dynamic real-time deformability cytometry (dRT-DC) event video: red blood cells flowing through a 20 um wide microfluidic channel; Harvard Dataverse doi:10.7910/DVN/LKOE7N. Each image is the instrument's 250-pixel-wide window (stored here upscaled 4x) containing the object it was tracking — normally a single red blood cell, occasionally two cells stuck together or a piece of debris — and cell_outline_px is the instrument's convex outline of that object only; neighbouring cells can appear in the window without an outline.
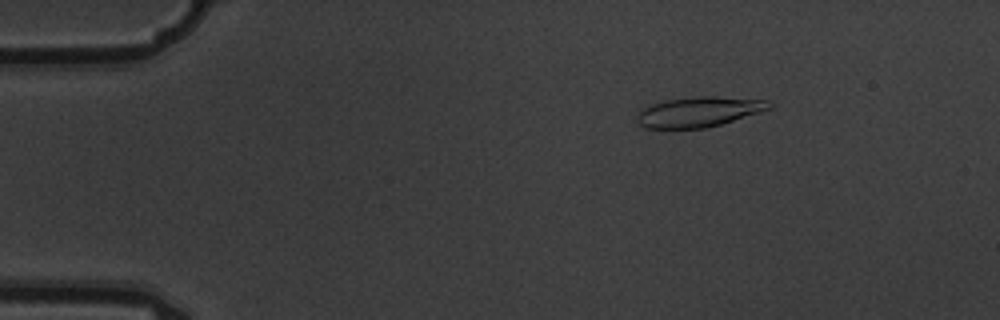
{"species": "common noctule bat (a hibernating species)", "species_latin": "Nyctalus noctula", "temperature_condition": "warm", "stored_images_in_passage": 5, "camera_frame_rate_fps": 3000, "um_per_image_px": 0.085, "animal": {"sex": "male", "body_mass_g": 19.5, "forearm_length_mm": 54.6}, "frame": {"image": 1, "passage_image": 2, "time_ms": 0.333, "image_size_px": [1000, 320], "cell_outline_px": [[776, 104], [772, 108], [760, 112], [720, 124], [704, 128], [644, 128], [636, 120], [636, 116], [644, 108], [652, 104], [664, 100], [696, 96], [716, 96], [768, 100]], "centroid_in_image_um": [59.44, 9.49], "position_along_channel_um": 25.6, "area_um2": 23.24}}